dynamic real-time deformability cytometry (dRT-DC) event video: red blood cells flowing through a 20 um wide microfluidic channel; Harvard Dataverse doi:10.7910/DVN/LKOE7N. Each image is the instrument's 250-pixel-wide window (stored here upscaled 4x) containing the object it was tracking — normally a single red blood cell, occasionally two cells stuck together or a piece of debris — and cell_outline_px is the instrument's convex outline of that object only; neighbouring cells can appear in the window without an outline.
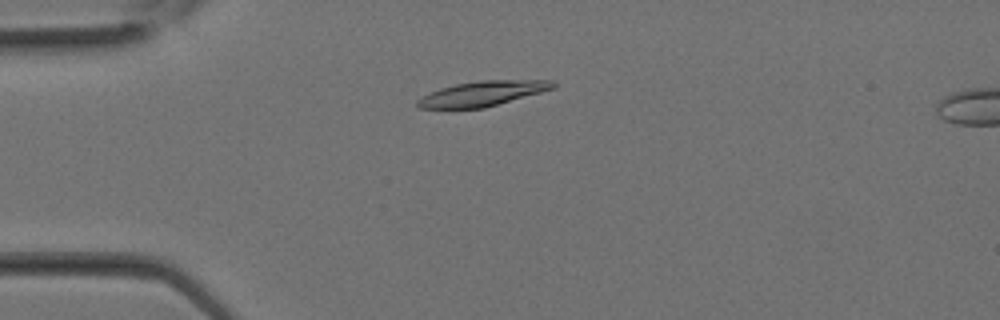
{"species": "Egyptian fruit bat (a non-hibernating species)", "species_latin": "Rousettus aegyptiacus", "temperature_condition": "room temperature", "stored_images_in_passage": 31, "camera_frame_rate_fps": 3000, "um_per_image_px": 0.085, "animal": {"sex": "female"}, "frame": {"image": 1, "passage_image": 8, "time_ms": 2.333, "image_size_px": [1000, 320], "cell_outline_px": [[556, 88], [484, 108], [420, 108], [416, 104], [416, 100], [440, 88], [456, 84], [480, 80], [552, 80], [556, 84]], "centroid_in_image_um": [41.05, 7.95], "position_along_channel_um": 43.9, "area_um2": 19.54}}
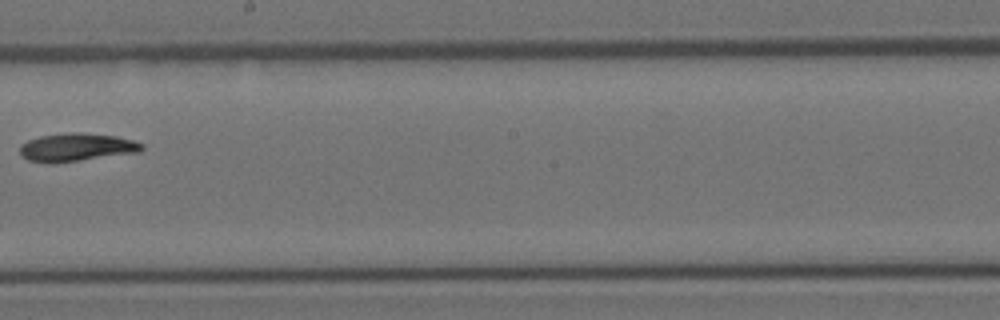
{"frame": {"image": 2, "passage_image": 18, "time_ms": 5.667, "image_size_px": [1000, 320], "cell_outline_px": [[144, 148], [140, 152], [80, 160], [48, 164], [28, 160], [20, 156], [20, 144], [28, 140], [40, 136], [76, 132], [80, 132], [116, 136], [132, 140], [144, 144]], "centroid_in_image_um": [6.48, 12.53], "position_along_channel_um": 241.7, "area_um2": 20.0}}
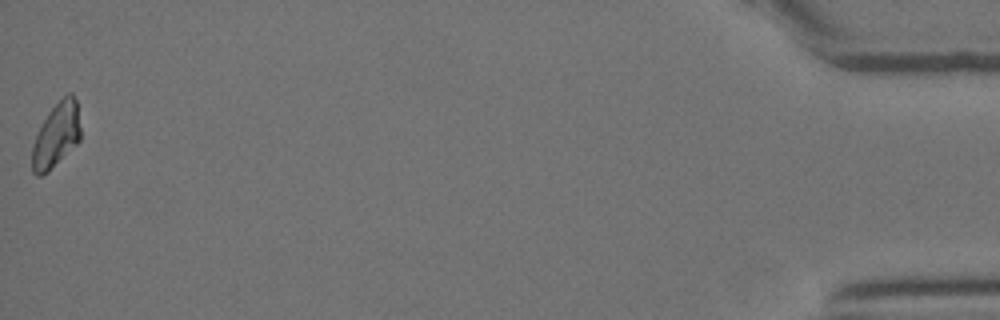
{"frame": {"image": 3, "passage_image": 31, "time_ms": 10.0, "image_size_px": [1000, 320], "cell_outline_px": [[80, 140], [48, 172], [40, 176], [36, 176], [32, 172], [32, 144], [48, 112], [68, 92], [72, 92], [76, 100], [80, 128]], "centroid_in_image_um": [4.77, 11.5], "position_along_channel_um": 430.4, "area_um2": 17.98}}